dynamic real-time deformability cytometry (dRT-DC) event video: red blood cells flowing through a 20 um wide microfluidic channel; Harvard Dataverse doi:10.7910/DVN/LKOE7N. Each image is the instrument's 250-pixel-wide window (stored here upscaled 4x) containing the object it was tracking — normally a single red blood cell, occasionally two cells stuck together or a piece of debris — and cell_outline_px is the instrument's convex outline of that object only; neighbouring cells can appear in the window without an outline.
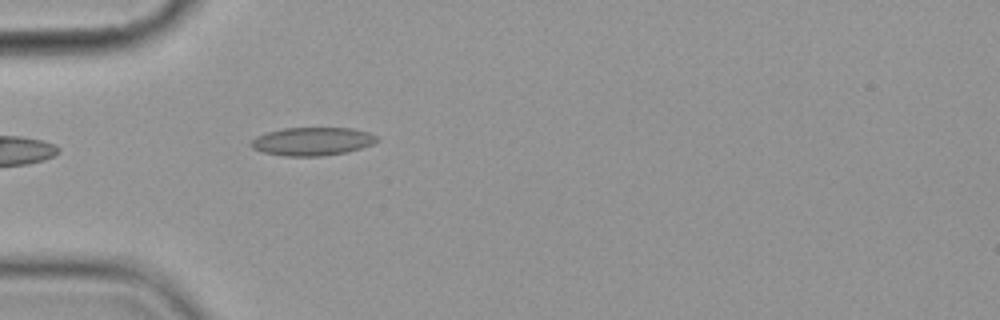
{"species": "common noctule bat (a hibernating species)", "species_latin": "Nyctalus noctula", "temperature_condition": "cold", "stored_images_in_passage": 4, "camera_frame_rate_fps": 3000, "um_per_image_px": 0.085, "animal": {"sex": "female", "body_mass_g": 19.9}, "frame": {"image": 1, "passage_image": 4, "time_ms": 4.667, "image_size_px": [1000, 320], "cell_outline_px": [[380, 140], [372, 144], [348, 152], [320, 156], [284, 156], [264, 152], [252, 148], [248, 144], [256, 136], [268, 132], [284, 128], [352, 128], [368, 132], [376, 136]], "centroid_in_image_um": [26.54, 12.02], "position_along_channel_um": 58.5, "area_um2": 20.69}}